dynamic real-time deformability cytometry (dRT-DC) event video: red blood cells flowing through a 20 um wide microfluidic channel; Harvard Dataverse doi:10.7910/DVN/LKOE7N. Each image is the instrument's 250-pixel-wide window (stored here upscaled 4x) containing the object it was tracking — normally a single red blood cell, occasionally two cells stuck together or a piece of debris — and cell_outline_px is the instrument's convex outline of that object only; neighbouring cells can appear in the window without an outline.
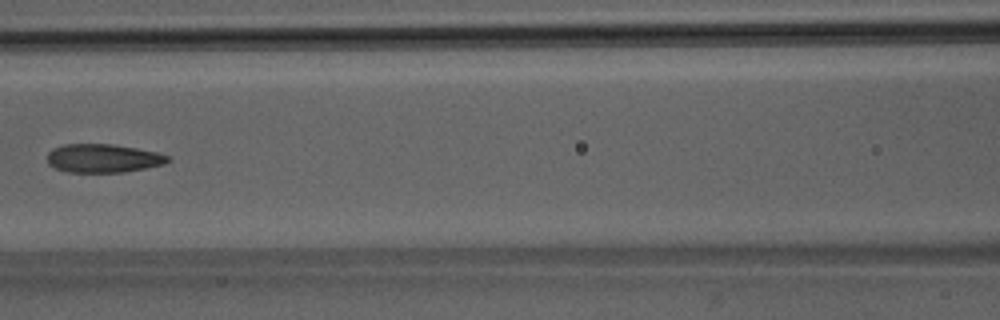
{"species": "Egyptian fruit bat (a non-hibernating species)", "species_latin": "Rousettus aegyptiacus", "temperature_condition": "room temperature", "stored_images_in_passage": 6, "camera_frame_rate_fps": 3000, "um_per_image_px": 0.085, "animal": {"sex": "male"}, "frame": {"image": 1, "passage_image": 5, "time_ms": 4.667, "image_size_px": [1000, 320], "cell_outline_px": [[172, 160], [164, 164], [124, 172], [68, 172], [56, 168], [48, 164], [48, 152], [52, 148], [64, 144], [112, 144], [136, 148], [156, 152], [168, 156]], "centroid_in_image_um": [8.75, 13.45], "position_along_channel_um": 157.8, "area_um2": 20.0}}